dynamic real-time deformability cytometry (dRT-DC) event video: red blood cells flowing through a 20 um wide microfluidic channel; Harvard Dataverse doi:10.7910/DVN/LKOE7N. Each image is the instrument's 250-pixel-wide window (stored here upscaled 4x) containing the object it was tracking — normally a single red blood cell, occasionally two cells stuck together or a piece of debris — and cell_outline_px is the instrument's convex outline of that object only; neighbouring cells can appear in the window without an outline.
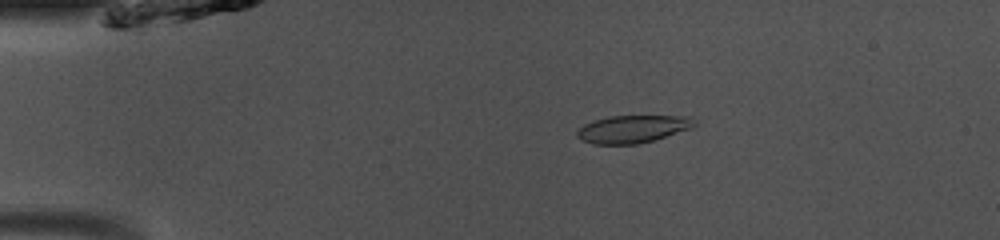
{"species": "common noctule bat (a hibernating species)", "species_latin": "Nyctalus noctula", "temperature_condition": "room temperature", "stored_images_in_passage": 49, "camera_frame_rate_fps": 3000, "um_per_image_px": 0.085, "animal": {"sex": "male", "body_mass_g": 13.0, "forearm_length_mm": 53.1}, "frame": {"image": 1, "passage_image": 10, "time_ms": 3.0, "image_size_px": [1000, 240], "cell_outline_px": [[696, 124], [692, 128], [652, 140], [636, 144], [592, 144], [580, 140], [576, 136], [576, 132], [584, 124], [596, 120], [612, 116], [692, 116], [696, 120]], "centroid_in_image_um": [53.78, 10.96], "position_along_channel_um": 31.2, "area_um2": 18.79}}
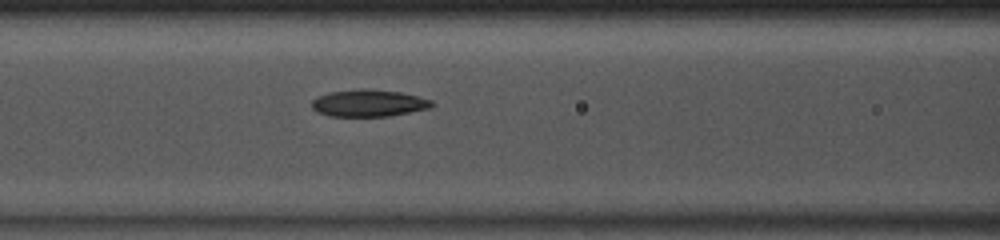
{"frame": {"image": 2, "passage_image": 21, "time_ms": 6.667, "image_size_px": [1000, 240], "cell_outline_px": [[436, 104], [432, 108], [388, 116], [328, 116], [312, 108], [312, 100], [328, 92], [360, 88], [400, 92], [432, 100]], "centroid_in_image_um": [31.37, 8.76], "position_along_channel_um": 135.2, "area_um2": 18.84}}
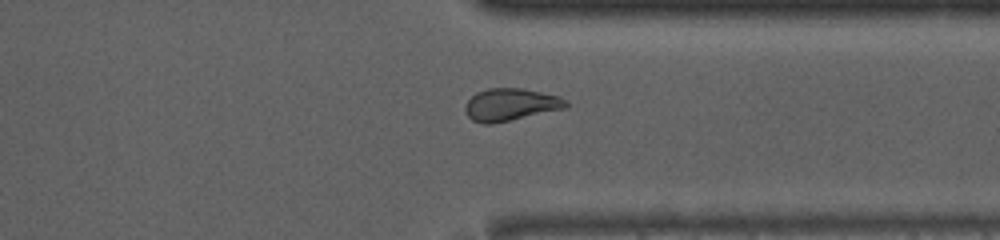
{"frame": {"image": 3, "passage_image": 38, "time_ms": 12.333, "image_size_px": [1000, 240], "cell_outline_px": [[568, 108], [488, 124], [484, 124], [472, 120], [464, 112], [464, 108], [468, 100], [476, 92], [488, 88], [520, 88], [560, 96], [568, 100]], "centroid_in_image_um": [43.41, 8.88], "position_along_channel_um": 368.0, "area_um2": 18.96}, "authors_computed_cell_mechanics": {"area_um2": 19.074, "velocity_mm_per_s": 4.1218, "shape_relaxation_time_tau1_ms": 3.4756, "shape_relaxation_time_tau2_ms": 3.7675, "deformation_change_tau1": 0.139, "deformation_change_tau2": 0.109}}